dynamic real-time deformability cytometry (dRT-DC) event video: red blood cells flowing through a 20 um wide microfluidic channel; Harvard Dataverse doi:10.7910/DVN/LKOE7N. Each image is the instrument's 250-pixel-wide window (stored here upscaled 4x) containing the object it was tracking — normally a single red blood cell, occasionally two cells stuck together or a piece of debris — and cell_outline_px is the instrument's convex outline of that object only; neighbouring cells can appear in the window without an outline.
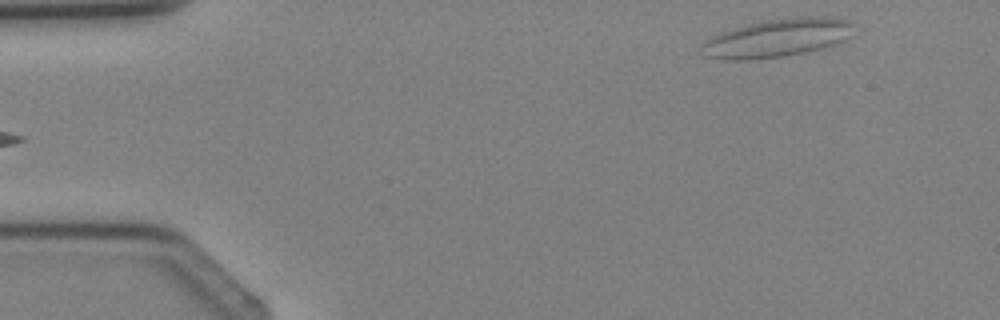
{"species": "Egyptian fruit bat (a non-hibernating species)", "species_latin": "Rousettus aegyptiacus", "temperature_condition": "cold", "stored_images_in_passage": 3, "camera_frame_rate_fps": 3000, "um_per_image_px": 0.085, "animal": {"sex": "female"}, "frame": {"image": 1, "passage_image": 3, "time_ms": 3.333, "image_size_px": [1000, 320], "cell_outline_px": [[856, 24], [852, 36], [840, 44], [804, 52], [780, 56], [748, 60], [728, 60], [704, 56], [700, 48], [704, 40], [724, 32], [736, 28], [768, 20], [848, 20]], "centroid_in_image_um": [66.04, 3.3], "position_along_channel_um": 19.0, "area_um2": 32.37}}